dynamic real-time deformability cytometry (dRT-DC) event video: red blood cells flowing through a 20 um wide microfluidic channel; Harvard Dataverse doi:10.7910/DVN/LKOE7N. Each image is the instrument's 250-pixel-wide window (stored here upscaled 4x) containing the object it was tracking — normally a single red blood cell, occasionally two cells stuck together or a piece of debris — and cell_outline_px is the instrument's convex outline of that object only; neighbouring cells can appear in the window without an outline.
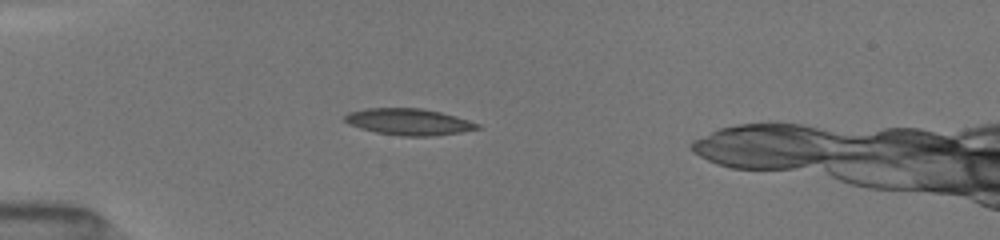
{"species": "common noctule bat (a hibernating species)", "species_latin": "Nyctalus noctula", "temperature_condition": "room temperature", "stored_images_in_passage": 19, "camera_frame_rate_fps": 3000, "um_per_image_px": 0.085, "animal": {"sex": "female", "body_mass_g": 19.5, "forearm_length_mm": 54.1}, "frame": {"image": 1, "passage_image": 4, "time_ms": 3.0, "image_size_px": [1000, 240], "cell_outline_px": [[484, 128], [460, 132], [432, 136], [400, 136], [376, 132], [360, 128], [348, 124], [344, 120], [344, 116], [348, 112], [364, 108], [420, 108], [440, 112], [456, 116], [480, 124]], "centroid_in_image_um": [34.74, 10.35], "position_along_channel_um": 50.3, "area_um2": 20.58}}
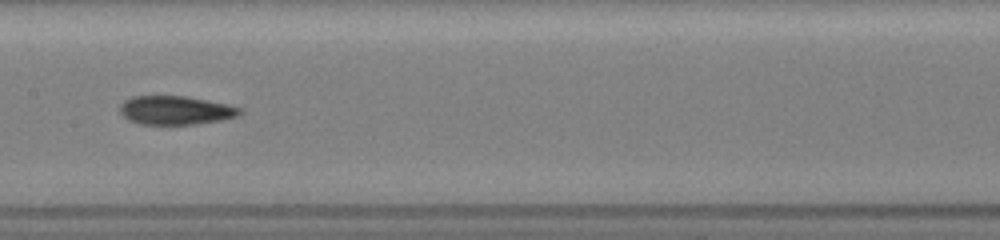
{"frame": {"image": 2, "passage_image": 8, "time_ms": 7.0, "image_size_px": [1000, 240], "cell_outline_px": [[244, 112], [240, 116], [220, 120], [196, 124], [140, 124], [128, 120], [120, 112], [120, 104], [124, 100], [132, 96], [184, 96], [208, 100], [228, 104], [244, 108]], "centroid_in_image_um": [14.97, 9.37], "position_along_channel_um": 192.4, "area_um2": 20.29}}
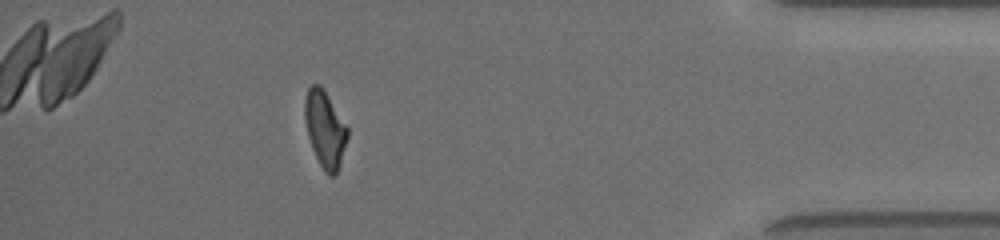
{"frame": {"image": 3, "passage_image": 17, "time_ms": 13.333, "image_size_px": [1000, 240], "cell_outline_px": [[348, 136], [340, 164], [336, 172], [332, 176], [328, 176], [324, 172], [312, 148], [308, 136], [304, 120], [304, 100], [308, 88], [312, 84], [320, 84], [324, 88], [348, 128]], "centroid_in_image_um": [27.61, 10.94], "position_along_channel_um": 407.6, "area_um2": 19.07}}